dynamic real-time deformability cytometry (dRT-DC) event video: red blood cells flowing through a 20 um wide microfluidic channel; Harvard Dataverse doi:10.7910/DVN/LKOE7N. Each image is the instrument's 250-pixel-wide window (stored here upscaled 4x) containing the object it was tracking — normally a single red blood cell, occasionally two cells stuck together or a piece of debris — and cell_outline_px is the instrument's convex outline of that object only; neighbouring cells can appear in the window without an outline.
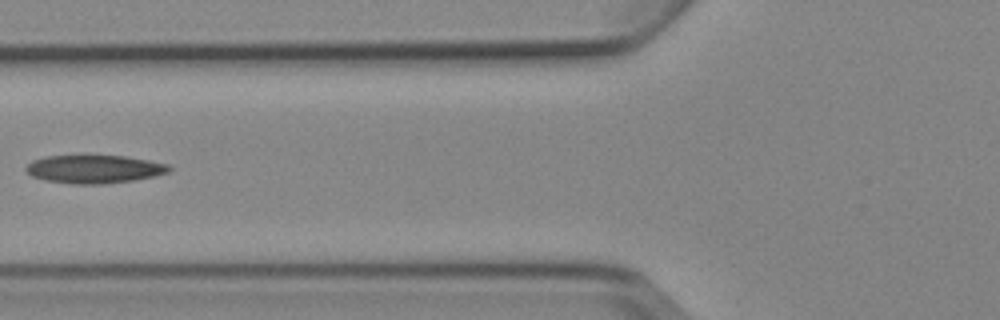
{"species": "Egyptian fruit bat (a non-hibernating species)", "species_latin": "Rousettus aegyptiacus", "temperature_condition": "cold", "stored_images_in_passage": 4, "camera_frame_rate_fps": 3000, "um_per_image_px": 0.085, "animal": {"sex": "female"}, "frame": {"image": 1, "passage_image": 4, "time_ms": 4.333, "image_size_px": [1000, 320], "cell_outline_px": [[172, 168], [168, 172], [136, 180], [104, 184], [72, 184], [44, 180], [32, 176], [24, 168], [32, 160], [44, 156], [124, 156], [148, 160], [168, 164]], "centroid_in_image_um": [7.99, 14.38], "position_along_channel_um": 117.8, "area_um2": 23.47}}